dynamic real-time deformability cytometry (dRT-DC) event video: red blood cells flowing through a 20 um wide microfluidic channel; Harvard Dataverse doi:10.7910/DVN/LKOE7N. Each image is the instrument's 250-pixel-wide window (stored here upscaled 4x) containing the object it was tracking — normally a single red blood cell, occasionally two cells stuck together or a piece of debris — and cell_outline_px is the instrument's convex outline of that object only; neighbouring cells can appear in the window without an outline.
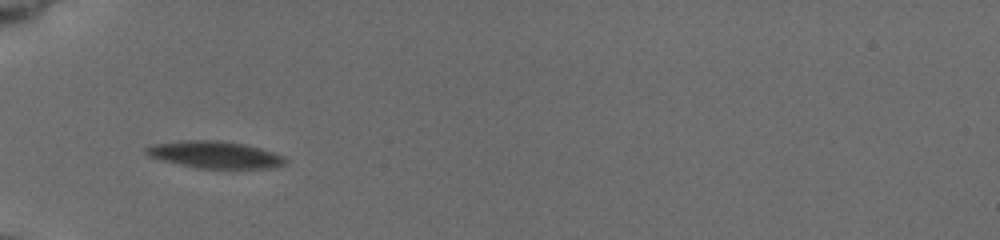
{"species": "common noctule bat (a hibernating species)", "species_latin": "Nyctalus noctula", "temperature_condition": "cold", "stored_images_in_passage": 47, "camera_frame_rate_fps": 3000, "um_per_image_px": 0.085, "animal": {"sex": "female", "body_mass_g": 19.5, "forearm_length_mm": 54.1}, "frame": {"image": 1, "passage_image": 1, "time_ms": 0.0, "image_size_px": [1000, 240], "cell_outline_px": [[288, 160], [284, 164], [276, 168], [196, 168], [148, 156], [144, 152], [144, 148], [152, 144], [184, 140], [220, 140], [244, 144], [260, 148], [272, 152]], "centroid_in_image_um": [18.24, 13.14], "position_along_channel_um": 66.8, "area_um2": 21.79}}
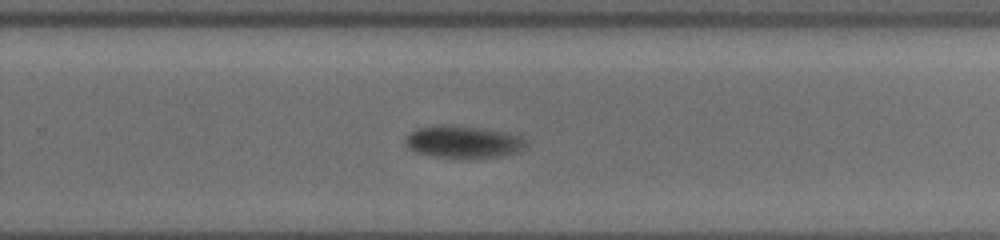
{"frame": {"image": 2, "passage_image": 30, "time_ms": 6.333, "image_size_px": [1000, 240], "cell_outline_px": [[524, 148], [520, 152], [472, 160], [436, 156], [416, 152], [408, 148], [404, 140], [404, 136], [416, 128], [484, 128], [504, 132], [520, 136], [524, 140]], "centroid_in_image_um": [39.39, 12.13], "position_along_channel_um": 290.4, "area_um2": 22.02}}
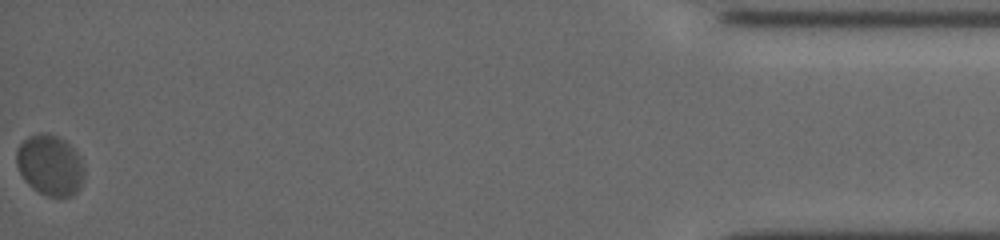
{"frame": {"image": 3, "passage_image": 47, "time_ms": 12.333, "image_size_px": [1000, 240], "cell_outline_px": [[84, 176], [80, 188], [72, 196], [48, 196], [32, 188], [24, 180], [16, 164], [16, 152], [20, 144], [28, 136], [40, 132], [48, 132], [64, 140], [80, 156], [84, 164]], "centroid_in_image_um": [4.26, 14.03], "position_along_channel_um": 430.9, "area_um2": 24.04}, "authors_computed_cell_mechanics": {"area_um2": 22.4842, "velocity_mm_per_s": 3.6507, "shape_relaxation_time_tau1_ms": 7.7272, "shape_relaxation_time_tau2_ms": null, "deformation_change_tau1": 0.1178, "deformation_change_tau2": null}}